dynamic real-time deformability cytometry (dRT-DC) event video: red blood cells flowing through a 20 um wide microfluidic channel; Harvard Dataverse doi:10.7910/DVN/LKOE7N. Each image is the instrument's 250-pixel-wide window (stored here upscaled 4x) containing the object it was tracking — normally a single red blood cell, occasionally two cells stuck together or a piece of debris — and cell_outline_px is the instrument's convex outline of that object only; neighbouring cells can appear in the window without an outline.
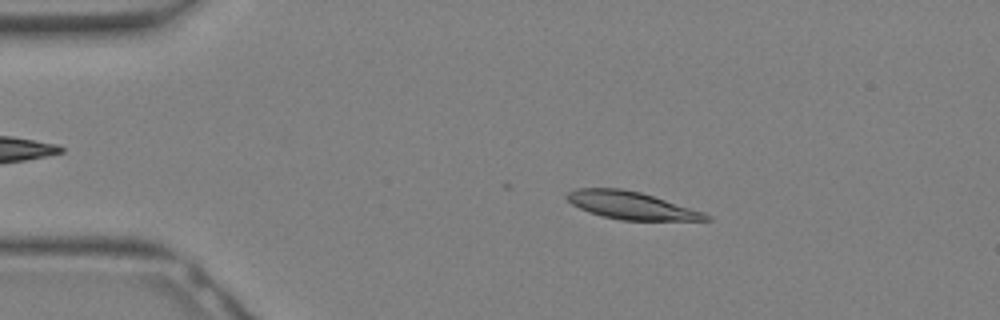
{"species": "Egyptian fruit bat (a non-hibernating species)", "species_latin": "Rousettus aegyptiacus", "temperature_condition": "warm", "stored_images_in_passage": 31, "camera_frame_rate_fps": 3000, "um_per_image_px": 0.085, "animal": {"sex": "female"}, "frame": {"image": 1, "passage_image": 5, "time_ms": 1.333, "image_size_px": [1000, 320], "cell_outline_px": [[712, 220], [620, 220], [588, 212], [572, 204], [564, 196], [568, 192], [576, 188], [620, 188], [640, 192], [704, 212], [712, 216]], "centroid_in_image_um": [53.64, 17.46], "position_along_channel_um": 31.4, "area_um2": 22.2}}
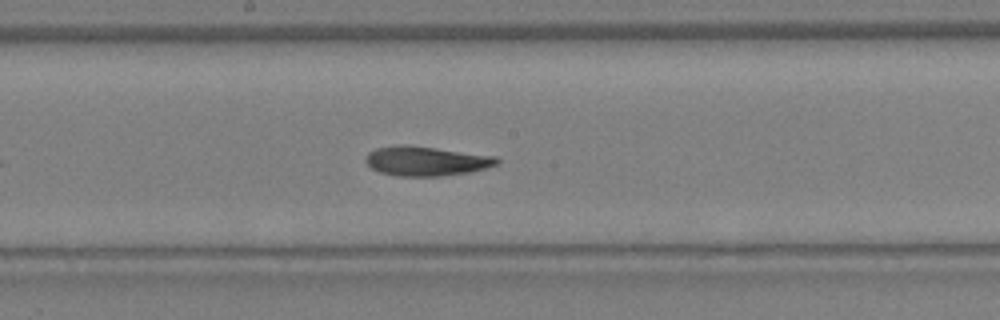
{"frame": {"image": 2, "passage_image": 16, "time_ms": 5.0, "image_size_px": [1000, 320], "cell_outline_px": [[500, 160], [496, 164], [484, 168], [468, 172], [436, 176], [400, 176], [380, 172], [372, 168], [364, 160], [364, 156], [368, 152], [376, 148], [396, 144], [404, 144], [436, 148], [496, 156]], "centroid_in_image_um": [36.16, 13.67], "position_along_channel_um": 212.0, "area_um2": 22.43}}
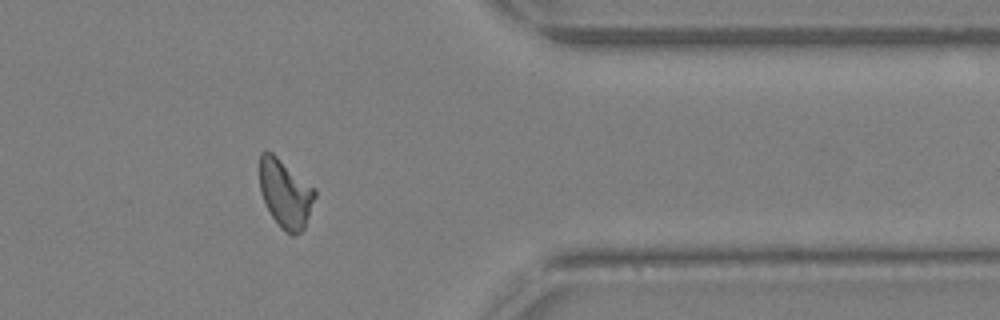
{"frame": {"image": 3, "passage_image": 25, "time_ms": 8.0, "image_size_px": [1000, 320], "cell_outline_px": [[316, 196], [304, 228], [300, 232], [292, 236], [280, 228], [272, 216], [260, 192], [260, 152], [272, 152], [316, 188]], "centroid_in_image_um": [24.27, 16.45], "position_along_channel_um": 387.1, "area_um2": 21.96}}